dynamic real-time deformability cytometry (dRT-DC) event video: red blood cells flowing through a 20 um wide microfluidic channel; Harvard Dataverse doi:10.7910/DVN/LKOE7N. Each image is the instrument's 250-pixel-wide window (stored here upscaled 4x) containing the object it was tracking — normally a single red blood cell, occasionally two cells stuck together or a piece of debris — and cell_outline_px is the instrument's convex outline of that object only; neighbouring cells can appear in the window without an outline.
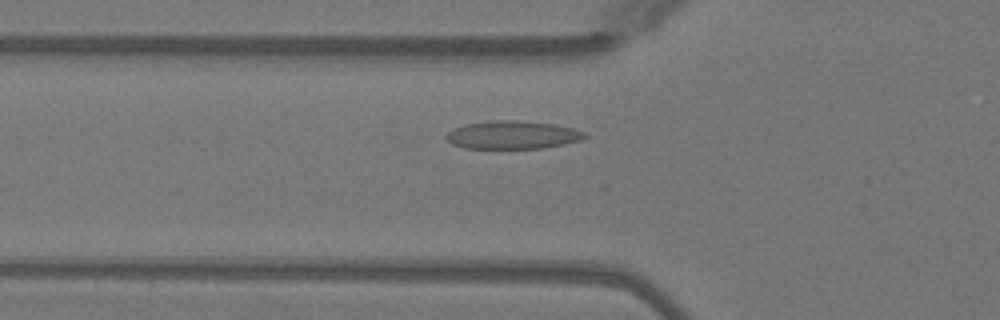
{"species": "Egyptian fruit bat (a non-hibernating species)", "species_latin": "Rousettus aegyptiacus", "temperature_condition": "warm", "stored_images_in_passage": 38, "camera_frame_rate_fps": 3000, "um_per_image_px": 0.085, "animal": {"sex": "female"}, "frame": {"image": 1, "passage_image": 9, "time_ms": 2.667, "image_size_px": [1000, 320], "cell_outline_px": [[588, 136], [580, 140], [564, 144], [544, 148], [464, 148], [452, 144], [444, 136], [448, 132], [464, 124], [488, 120], [516, 120], [552, 124], [572, 128], [584, 132]], "centroid_in_image_um": [43.54, 11.46], "position_along_channel_um": 82.3, "area_um2": 22.6}}
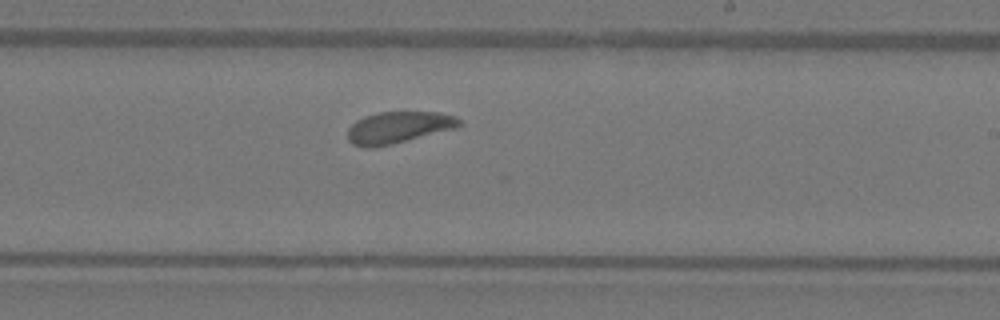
{"frame": {"image": 2, "passage_image": 22, "time_ms": 7.0, "image_size_px": [1000, 320], "cell_outline_px": [[464, 124], [456, 128], [392, 144], [372, 148], [364, 148], [352, 144], [348, 140], [348, 128], [356, 120], [364, 116], [376, 112], [440, 112], [456, 116]], "centroid_in_image_um": [33.86, 10.83], "position_along_channel_um": 255.1, "area_um2": 20.81}}
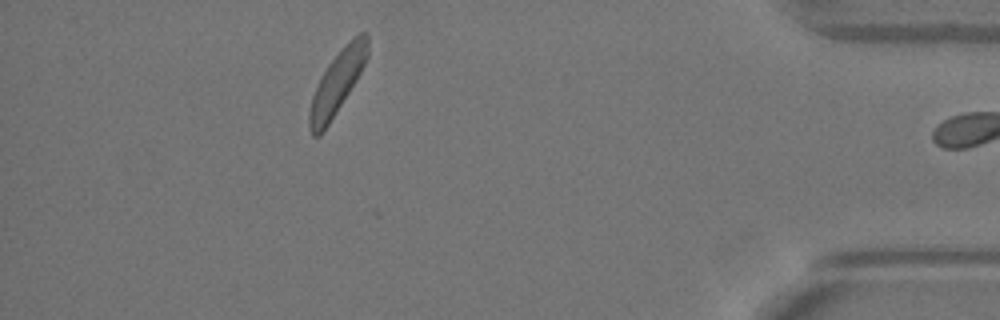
{"frame": {"image": 3, "passage_image": 37, "time_ms": 12.0, "image_size_px": [1000, 320], "cell_outline_px": [[368, 56], [356, 80], [328, 124], [320, 136], [312, 136], [308, 128], [308, 112], [312, 96], [328, 64], [344, 44], [352, 36], [360, 32], [364, 32], [368, 36]], "centroid_in_image_um": [28.65, 7.0], "position_along_channel_um": 406.6, "area_um2": 21.04}, "authors_computed_cell_mechanics": {"area_um2": 21.3282, "velocity_mm_per_s": 3.9808, "shape_relaxation_time_tau1_ms": 1.874, "shape_relaxation_time_tau2_ms": null, "deformation_change_tau1": 0.0886, "deformation_change_tau2": null}}